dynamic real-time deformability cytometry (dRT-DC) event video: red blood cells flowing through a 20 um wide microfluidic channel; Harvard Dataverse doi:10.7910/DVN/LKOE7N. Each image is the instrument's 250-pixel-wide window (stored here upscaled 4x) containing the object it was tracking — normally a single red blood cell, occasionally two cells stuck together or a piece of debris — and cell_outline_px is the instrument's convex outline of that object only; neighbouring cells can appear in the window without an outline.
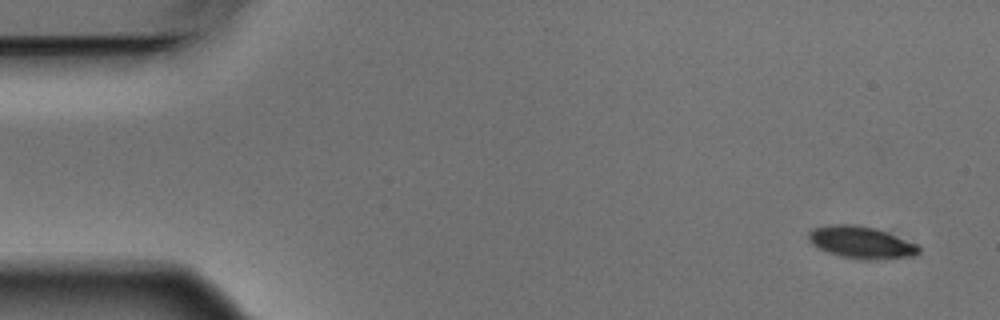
{"species": "Egyptian fruit bat (a non-hibernating species)", "species_latin": "Rousettus aegyptiacus", "temperature_condition": "warm", "stored_images_in_passage": 7, "camera_frame_rate_fps": 3000, "um_per_image_px": 0.085, "animal": {"sex": "male"}, "frame": {"image": 1, "passage_image": 1, "time_ms": 0.0, "image_size_px": [1000, 320], "cell_outline_px": [[920, 252], [916, 256], [868, 260], [864, 260], [840, 256], [828, 252], [812, 244], [808, 240], [808, 232], [812, 228], [832, 224], [856, 224], [876, 228], [916, 244], [920, 248]], "centroid_in_image_um": [73.18, 20.6], "position_along_channel_um": 11.8, "area_um2": 20.63}}
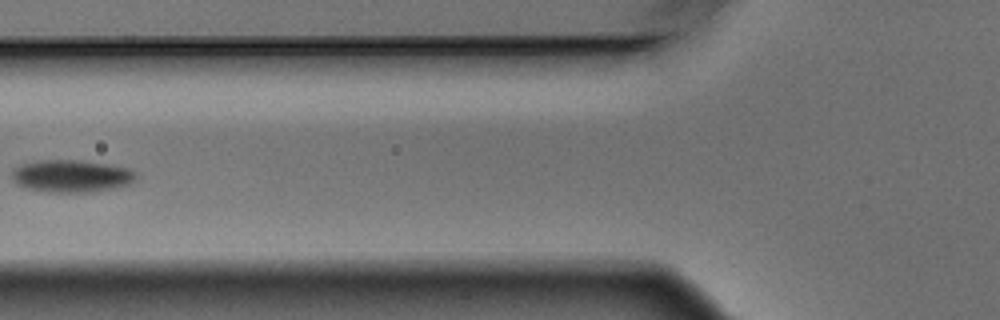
{"frame": {"image": 2, "passage_image": 6, "time_ms": 1.667, "image_size_px": [1000, 320], "cell_outline_px": [[136, 180], [128, 184], [112, 188], [92, 192], [48, 192], [24, 188], [16, 184], [12, 180], [12, 172], [20, 164], [40, 160], [80, 160], [128, 168], [136, 172]], "centroid_in_image_um": [6.04, 14.97], "position_along_channel_um": 119.8, "area_um2": 23.41}}
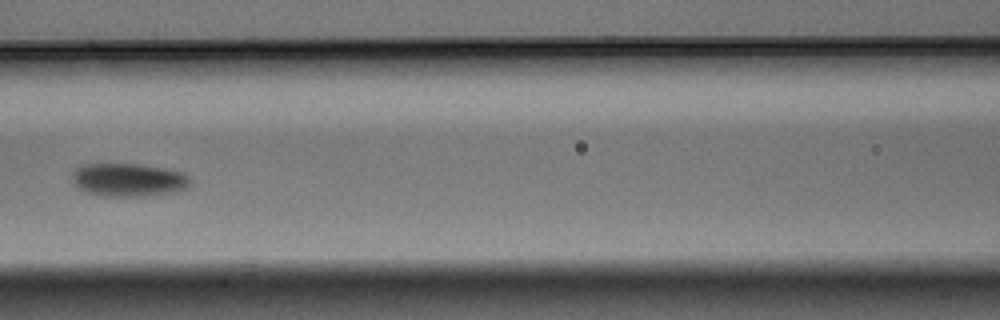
{"frame": {"image": 3, "passage_image": 7, "time_ms": 2.0, "image_size_px": [1000, 320], "cell_outline_px": [[188, 184], [184, 188], [176, 192], [148, 196], [104, 196], [88, 192], [72, 184], [72, 172], [80, 164], [140, 164], [164, 168], [184, 172], [188, 176]], "centroid_in_image_um": [10.89, 15.28], "position_along_channel_um": 155.7, "area_um2": 22.89}}